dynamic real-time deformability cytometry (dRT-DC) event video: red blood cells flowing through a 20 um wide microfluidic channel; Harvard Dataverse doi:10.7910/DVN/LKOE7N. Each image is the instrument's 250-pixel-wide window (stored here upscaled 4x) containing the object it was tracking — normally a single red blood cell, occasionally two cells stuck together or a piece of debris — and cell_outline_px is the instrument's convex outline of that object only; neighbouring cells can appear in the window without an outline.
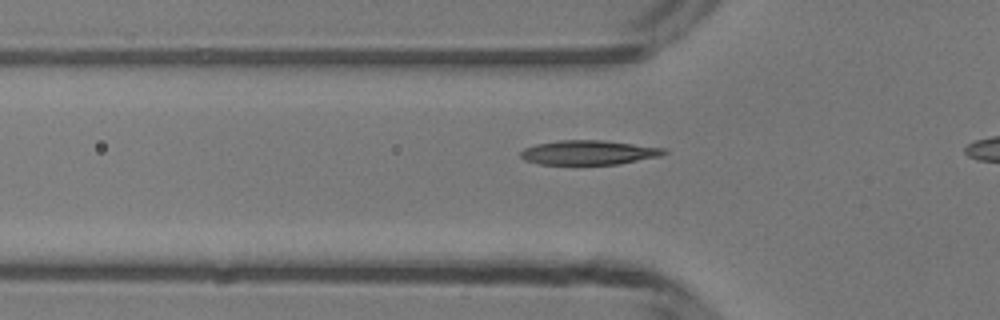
{"species": "common noctule bat (a hibernating species)", "species_latin": "Nyctalus noctula", "temperature_condition": "room temperature", "stored_images_in_passage": 13, "camera_frame_rate_fps": 3000, "um_per_image_px": 0.085, "animal": {"sex": "male", "body_mass_g": 13.3}, "frame": {"image": 1, "passage_image": 11, "time_ms": 3.333, "image_size_px": [1000, 320], "cell_outline_px": [[668, 152], [660, 156], [616, 164], [536, 164], [524, 160], [520, 156], [520, 152], [524, 148], [536, 144], [556, 140], [600, 140], [668, 148]], "centroid_in_image_um": [50.02, 12.96], "position_along_channel_um": 75.8, "area_um2": 20.4}}